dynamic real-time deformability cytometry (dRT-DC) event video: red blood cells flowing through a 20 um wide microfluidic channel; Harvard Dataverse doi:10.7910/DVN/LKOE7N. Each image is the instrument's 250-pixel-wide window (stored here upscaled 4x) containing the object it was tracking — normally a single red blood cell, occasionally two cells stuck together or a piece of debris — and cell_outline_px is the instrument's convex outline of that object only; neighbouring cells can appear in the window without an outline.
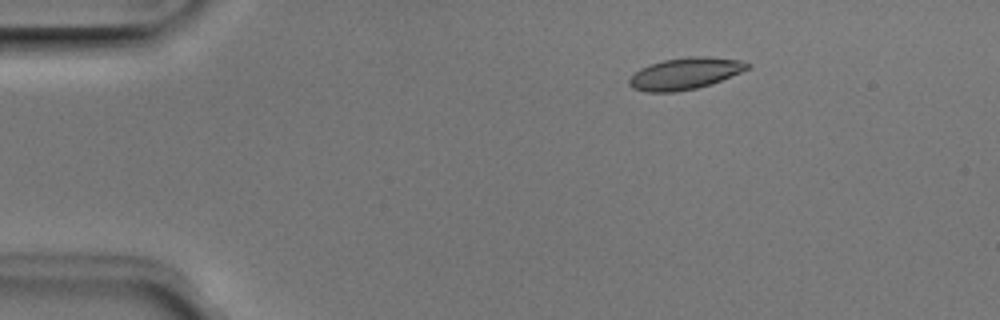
{"species": "Egyptian fruit bat (a non-hibernating species)", "species_latin": "Rousettus aegyptiacus", "temperature_condition": "room temperature", "stored_images_in_passage": 5, "camera_frame_rate_fps": 3000, "um_per_image_px": 0.085, "animal": {"sex": "male"}, "frame": {"image": 1, "passage_image": 2, "time_ms": 0.333, "image_size_px": [1000, 320], "cell_outline_px": [[752, 68], [712, 84], [696, 88], [676, 92], [648, 92], [632, 88], [628, 84], [628, 80], [640, 68], [664, 60], [688, 56], [708, 56], [740, 60], [752, 64]], "centroid_in_image_um": [58.28, 6.25], "position_along_channel_um": 26.7, "area_um2": 21.96}}
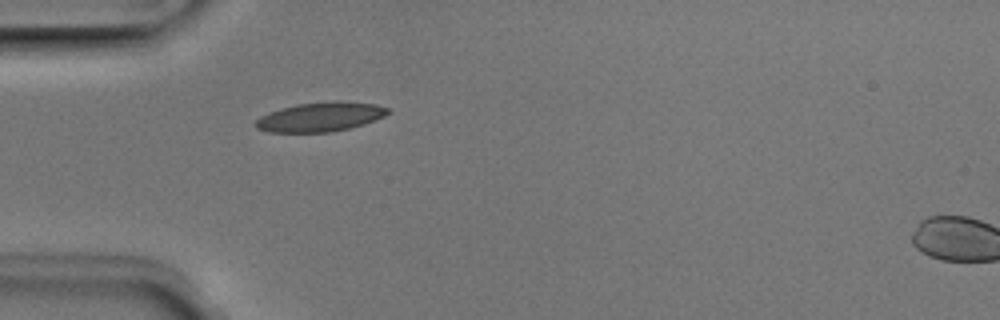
{"frame": {"image": 2, "passage_image": 4, "time_ms": 1.0, "image_size_px": [1000, 320], "cell_outline_px": [[392, 112], [384, 116], [364, 124], [332, 132], [268, 132], [256, 128], [252, 124], [260, 116], [280, 108], [296, 104], [376, 104], [388, 108]], "centroid_in_image_um": [27.14, 9.99], "position_along_channel_um": 57.9, "area_um2": 21.62}}